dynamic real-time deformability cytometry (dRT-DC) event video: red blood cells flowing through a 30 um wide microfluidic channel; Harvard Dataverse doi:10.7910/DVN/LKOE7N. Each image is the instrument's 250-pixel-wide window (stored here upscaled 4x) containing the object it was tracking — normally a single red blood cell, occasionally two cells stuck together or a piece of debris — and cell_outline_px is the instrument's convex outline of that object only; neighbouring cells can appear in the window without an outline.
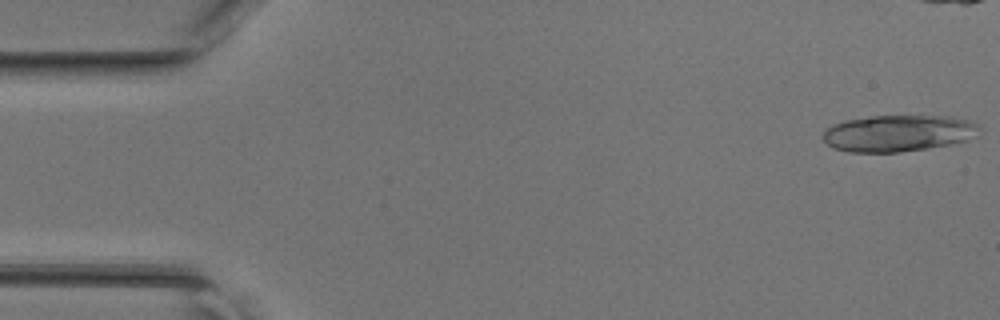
{"species": "common noctule bat (a hibernating species)", "species_latin": "Nyctalus noctula", "temperature_condition": "room temperature", "stored_images_in_passage": 20, "camera_frame_rate_fps": 3000, "um_per_image_px": 0.085, "animal": {"sex": "female", "body_mass_g": 17.0, "forearm_length_mm": 48.0}, "frame": {"image": 1, "passage_image": 1, "time_ms": 0.0, "image_size_px": [1000, 320], "cell_outline_px": [[980, 128], [968, 140], [928, 148], [900, 152], [848, 152], [832, 148], [820, 136], [832, 124], [844, 120], [872, 116], [952, 116], [968, 120], [976, 124]], "centroid_in_image_um": [76.29, 11.32], "position_along_channel_um": 8.7, "area_um2": 33.23}}